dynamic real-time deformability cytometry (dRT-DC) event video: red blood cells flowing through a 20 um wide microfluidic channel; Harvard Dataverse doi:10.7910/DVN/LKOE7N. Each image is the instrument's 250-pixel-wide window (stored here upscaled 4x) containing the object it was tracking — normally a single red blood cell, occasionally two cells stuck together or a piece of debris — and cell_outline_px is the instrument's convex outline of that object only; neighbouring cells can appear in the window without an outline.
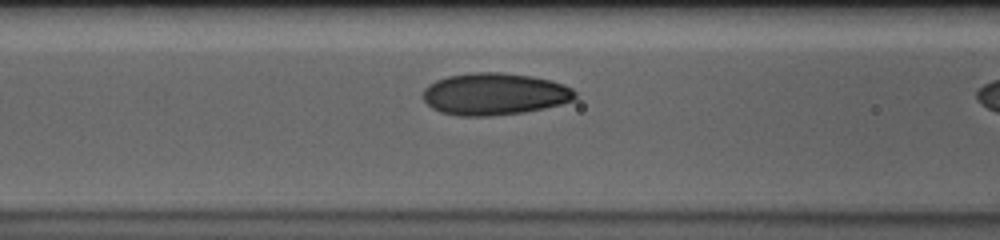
{"species": "human", "species_latin": "Homo sapiens", "temperature_condition": "cold", "stored_images_in_passage": 15, "camera_frame_rate_fps": 3000, "um_per_image_px": 0.085, "donor": {"sex": "male"}, "frame": {"image": 1, "passage_image": 13, "time_ms": 4.0, "image_size_px": [1000, 240], "cell_outline_px": [[576, 96], [572, 100], [560, 104], [544, 108], [524, 112], [492, 116], [456, 116], [440, 112], [432, 108], [420, 96], [424, 88], [428, 84], [436, 80], [448, 76], [476, 72], [500, 72], [532, 76], [552, 80], [564, 84], [572, 88], [576, 92]], "centroid_in_image_um": [42.0, 7.99], "position_along_channel_um": 124.6, "area_um2": 37.57}}